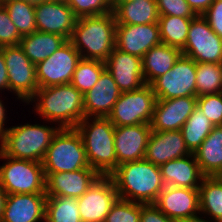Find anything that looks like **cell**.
Returning <instances> with one entry per match:
<instances>
[{
  "mask_svg": "<svg viewBox=\"0 0 222 222\" xmlns=\"http://www.w3.org/2000/svg\"><path fill=\"white\" fill-rule=\"evenodd\" d=\"M197 97L222 92V64L197 63Z\"/></svg>",
  "mask_w": 222,
  "mask_h": 222,
  "instance_id": "e575fe53",
  "label": "cell"
},
{
  "mask_svg": "<svg viewBox=\"0 0 222 222\" xmlns=\"http://www.w3.org/2000/svg\"><path fill=\"white\" fill-rule=\"evenodd\" d=\"M214 127V124L196 106L180 129L184 142L191 153L199 148Z\"/></svg>",
  "mask_w": 222,
  "mask_h": 222,
  "instance_id": "f1b7e54d",
  "label": "cell"
},
{
  "mask_svg": "<svg viewBox=\"0 0 222 222\" xmlns=\"http://www.w3.org/2000/svg\"><path fill=\"white\" fill-rule=\"evenodd\" d=\"M6 197H7L6 192L0 186V222H1V219H2V215H3V210H4V206H5Z\"/></svg>",
  "mask_w": 222,
  "mask_h": 222,
  "instance_id": "bcb514c9",
  "label": "cell"
},
{
  "mask_svg": "<svg viewBox=\"0 0 222 222\" xmlns=\"http://www.w3.org/2000/svg\"><path fill=\"white\" fill-rule=\"evenodd\" d=\"M160 16L171 15L182 18H195L194 13L186 0H156Z\"/></svg>",
  "mask_w": 222,
  "mask_h": 222,
  "instance_id": "ab89813d",
  "label": "cell"
},
{
  "mask_svg": "<svg viewBox=\"0 0 222 222\" xmlns=\"http://www.w3.org/2000/svg\"><path fill=\"white\" fill-rule=\"evenodd\" d=\"M109 176L119 199L126 201L154 204L165 187L159 166L145 158L118 165Z\"/></svg>",
  "mask_w": 222,
  "mask_h": 222,
  "instance_id": "6da1fadb",
  "label": "cell"
},
{
  "mask_svg": "<svg viewBox=\"0 0 222 222\" xmlns=\"http://www.w3.org/2000/svg\"><path fill=\"white\" fill-rule=\"evenodd\" d=\"M193 18H182L171 15L159 16L160 38L163 44L183 50Z\"/></svg>",
  "mask_w": 222,
  "mask_h": 222,
  "instance_id": "4dcf8cb0",
  "label": "cell"
},
{
  "mask_svg": "<svg viewBox=\"0 0 222 222\" xmlns=\"http://www.w3.org/2000/svg\"><path fill=\"white\" fill-rule=\"evenodd\" d=\"M46 196L81 197L100 176L91 167L71 172L44 173Z\"/></svg>",
  "mask_w": 222,
  "mask_h": 222,
  "instance_id": "ffe728a7",
  "label": "cell"
},
{
  "mask_svg": "<svg viewBox=\"0 0 222 222\" xmlns=\"http://www.w3.org/2000/svg\"><path fill=\"white\" fill-rule=\"evenodd\" d=\"M202 17L209 23L211 29L222 38V1L214 0Z\"/></svg>",
  "mask_w": 222,
  "mask_h": 222,
  "instance_id": "60d3db41",
  "label": "cell"
},
{
  "mask_svg": "<svg viewBox=\"0 0 222 222\" xmlns=\"http://www.w3.org/2000/svg\"><path fill=\"white\" fill-rule=\"evenodd\" d=\"M121 93L111 73L105 69L97 83L83 95L85 117H108Z\"/></svg>",
  "mask_w": 222,
  "mask_h": 222,
  "instance_id": "7402d4cb",
  "label": "cell"
},
{
  "mask_svg": "<svg viewBox=\"0 0 222 222\" xmlns=\"http://www.w3.org/2000/svg\"><path fill=\"white\" fill-rule=\"evenodd\" d=\"M5 112H7V111L3 105V102L0 99V143H1L2 136H3L4 132L6 131V128L4 127L5 120L7 118Z\"/></svg>",
  "mask_w": 222,
  "mask_h": 222,
  "instance_id": "f6af8a7d",
  "label": "cell"
},
{
  "mask_svg": "<svg viewBox=\"0 0 222 222\" xmlns=\"http://www.w3.org/2000/svg\"><path fill=\"white\" fill-rule=\"evenodd\" d=\"M105 64L121 92L137 90L145 85L142 58L115 47Z\"/></svg>",
  "mask_w": 222,
  "mask_h": 222,
  "instance_id": "d6986e66",
  "label": "cell"
},
{
  "mask_svg": "<svg viewBox=\"0 0 222 222\" xmlns=\"http://www.w3.org/2000/svg\"><path fill=\"white\" fill-rule=\"evenodd\" d=\"M113 1H138V0H113Z\"/></svg>",
  "mask_w": 222,
  "mask_h": 222,
  "instance_id": "816d5d0a",
  "label": "cell"
},
{
  "mask_svg": "<svg viewBox=\"0 0 222 222\" xmlns=\"http://www.w3.org/2000/svg\"><path fill=\"white\" fill-rule=\"evenodd\" d=\"M200 212L222 222V185L213 177H204L199 186Z\"/></svg>",
  "mask_w": 222,
  "mask_h": 222,
  "instance_id": "f546056e",
  "label": "cell"
},
{
  "mask_svg": "<svg viewBox=\"0 0 222 222\" xmlns=\"http://www.w3.org/2000/svg\"><path fill=\"white\" fill-rule=\"evenodd\" d=\"M140 222H175L160 211L155 204H142Z\"/></svg>",
  "mask_w": 222,
  "mask_h": 222,
  "instance_id": "b9f144b4",
  "label": "cell"
},
{
  "mask_svg": "<svg viewBox=\"0 0 222 222\" xmlns=\"http://www.w3.org/2000/svg\"><path fill=\"white\" fill-rule=\"evenodd\" d=\"M25 1L36 5V4H39V3H41L42 1H45V0H25Z\"/></svg>",
  "mask_w": 222,
  "mask_h": 222,
  "instance_id": "681fc988",
  "label": "cell"
},
{
  "mask_svg": "<svg viewBox=\"0 0 222 222\" xmlns=\"http://www.w3.org/2000/svg\"><path fill=\"white\" fill-rule=\"evenodd\" d=\"M37 31L58 34L69 40L77 17L66 2L42 1L35 5Z\"/></svg>",
  "mask_w": 222,
  "mask_h": 222,
  "instance_id": "e0dca14e",
  "label": "cell"
},
{
  "mask_svg": "<svg viewBox=\"0 0 222 222\" xmlns=\"http://www.w3.org/2000/svg\"><path fill=\"white\" fill-rule=\"evenodd\" d=\"M159 168L165 186L199 188L205 177L201 173L194 153L170 160Z\"/></svg>",
  "mask_w": 222,
  "mask_h": 222,
  "instance_id": "cb8c5ba5",
  "label": "cell"
},
{
  "mask_svg": "<svg viewBox=\"0 0 222 222\" xmlns=\"http://www.w3.org/2000/svg\"><path fill=\"white\" fill-rule=\"evenodd\" d=\"M75 128L82 138L90 167L100 176H109L118 167L114 124L108 117H84Z\"/></svg>",
  "mask_w": 222,
  "mask_h": 222,
  "instance_id": "277c9868",
  "label": "cell"
},
{
  "mask_svg": "<svg viewBox=\"0 0 222 222\" xmlns=\"http://www.w3.org/2000/svg\"><path fill=\"white\" fill-rule=\"evenodd\" d=\"M203 217H200L199 215H193L191 217H187L185 219H182V220H179L178 222H210L205 219H202ZM215 222H218V221H215Z\"/></svg>",
  "mask_w": 222,
  "mask_h": 222,
  "instance_id": "7dc6e473",
  "label": "cell"
},
{
  "mask_svg": "<svg viewBox=\"0 0 222 222\" xmlns=\"http://www.w3.org/2000/svg\"><path fill=\"white\" fill-rule=\"evenodd\" d=\"M192 154L178 131H152L146 147L145 159L157 166Z\"/></svg>",
  "mask_w": 222,
  "mask_h": 222,
  "instance_id": "44dd1931",
  "label": "cell"
},
{
  "mask_svg": "<svg viewBox=\"0 0 222 222\" xmlns=\"http://www.w3.org/2000/svg\"><path fill=\"white\" fill-rule=\"evenodd\" d=\"M22 35L14 25L5 7L0 3V48L19 45Z\"/></svg>",
  "mask_w": 222,
  "mask_h": 222,
  "instance_id": "f35d334b",
  "label": "cell"
},
{
  "mask_svg": "<svg viewBox=\"0 0 222 222\" xmlns=\"http://www.w3.org/2000/svg\"><path fill=\"white\" fill-rule=\"evenodd\" d=\"M9 91L8 70L6 68L3 52L0 50V90Z\"/></svg>",
  "mask_w": 222,
  "mask_h": 222,
  "instance_id": "ee69618b",
  "label": "cell"
},
{
  "mask_svg": "<svg viewBox=\"0 0 222 222\" xmlns=\"http://www.w3.org/2000/svg\"><path fill=\"white\" fill-rule=\"evenodd\" d=\"M197 107L214 126H222V92L197 97Z\"/></svg>",
  "mask_w": 222,
  "mask_h": 222,
  "instance_id": "74e56055",
  "label": "cell"
},
{
  "mask_svg": "<svg viewBox=\"0 0 222 222\" xmlns=\"http://www.w3.org/2000/svg\"><path fill=\"white\" fill-rule=\"evenodd\" d=\"M32 101L35 112L59 128H75L85 117L83 94L71 83L39 88Z\"/></svg>",
  "mask_w": 222,
  "mask_h": 222,
  "instance_id": "7a4b0ae2",
  "label": "cell"
},
{
  "mask_svg": "<svg viewBox=\"0 0 222 222\" xmlns=\"http://www.w3.org/2000/svg\"><path fill=\"white\" fill-rule=\"evenodd\" d=\"M154 204L168 218L178 222L200 214L199 189L165 186Z\"/></svg>",
  "mask_w": 222,
  "mask_h": 222,
  "instance_id": "2e32d148",
  "label": "cell"
},
{
  "mask_svg": "<svg viewBox=\"0 0 222 222\" xmlns=\"http://www.w3.org/2000/svg\"><path fill=\"white\" fill-rule=\"evenodd\" d=\"M105 69L106 64L103 61L81 59L70 83L84 95L97 83Z\"/></svg>",
  "mask_w": 222,
  "mask_h": 222,
  "instance_id": "836d02e7",
  "label": "cell"
},
{
  "mask_svg": "<svg viewBox=\"0 0 222 222\" xmlns=\"http://www.w3.org/2000/svg\"><path fill=\"white\" fill-rule=\"evenodd\" d=\"M222 185V170L219 171L215 176H214Z\"/></svg>",
  "mask_w": 222,
  "mask_h": 222,
  "instance_id": "c3c4849f",
  "label": "cell"
},
{
  "mask_svg": "<svg viewBox=\"0 0 222 222\" xmlns=\"http://www.w3.org/2000/svg\"><path fill=\"white\" fill-rule=\"evenodd\" d=\"M45 1H58V2H66L67 0H45Z\"/></svg>",
  "mask_w": 222,
  "mask_h": 222,
  "instance_id": "f907efd6",
  "label": "cell"
},
{
  "mask_svg": "<svg viewBox=\"0 0 222 222\" xmlns=\"http://www.w3.org/2000/svg\"><path fill=\"white\" fill-rule=\"evenodd\" d=\"M156 100L149 84L137 90L122 92L108 119L114 126L150 124Z\"/></svg>",
  "mask_w": 222,
  "mask_h": 222,
  "instance_id": "ba28073f",
  "label": "cell"
},
{
  "mask_svg": "<svg viewBox=\"0 0 222 222\" xmlns=\"http://www.w3.org/2000/svg\"><path fill=\"white\" fill-rule=\"evenodd\" d=\"M81 59L80 53L67 40L55 53L36 65L39 88L70 83Z\"/></svg>",
  "mask_w": 222,
  "mask_h": 222,
  "instance_id": "7c38bea8",
  "label": "cell"
},
{
  "mask_svg": "<svg viewBox=\"0 0 222 222\" xmlns=\"http://www.w3.org/2000/svg\"><path fill=\"white\" fill-rule=\"evenodd\" d=\"M182 55L196 63L222 64V38L211 29L202 15L191 20Z\"/></svg>",
  "mask_w": 222,
  "mask_h": 222,
  "instance_id": "8fae6325",
  "label": "cell"
},
{
  "mask_svg": "<svg viewBox=\"0 0 222 222\" xmlns=\"http://www.w3.org/2000/svg\"><path fill=\"white\" fill-rule=\"evenodd\" d=\"M151 132L150 124L115 126L114 148L118 165L144 159Z\"/></svg>",
  "mask_w": 222,
  "mask_h": 222,
  "instance_id": "ac0fdd59",
  "label": "cell"
},
{
  "mask_svg": "<svg viewBox=\"0 0 222 222\" xmlns=\"http://www.w3.org/2000/svg\"><path fill=\"white\" fill-rule=\"evenodd\" d=\"M161 43L158 23L116 25L115 47L123 52L143 58L151 48Z\"/></svg>",
  "mask_w": 222,
  "mask_h": 222,
  "instance_id": "5bb4252c",
  "label": "cell"
},
{
  "mask_svg": "<svg viewBox=\"0 0 222 222\" xmlns=\"http://www.w3.org/2000/svg\"><path fill=\"white\" fill-rule=\"evenodd\" d=\"M59 130L56 126L25 124L6 128L0 151L16 159L42 162L53 136Z\"/></svg>",
  "mask_w": 222,
  "mask_h": 222,
  "instance_id": "5b68a950",
  "label": "cell"
},
{
  "mask_svg": "<svg viewBox=\"0 0 222 222\" xmlns=\"http://www.w3.org/2000/svg\"><path fill=\"white\" fill-rule=\"evenodd\" d=\"M119 199L110 176H99L88 190L77 198L82 222H105L112 206Z\"/></svg>",
  "mask_w": 222,
  "mask_h": 222,
  "instance_id": "4fadbf2b",
  "label": "cell"
},
{
  "mask_svg": "<svg viewBox=\"0 0 222 222\" xmlns=\"http://www.w3.org/2000/svg\"><path fill=\"white\" fill-rule=\"evenodd\" d=\"M8 70L9 91L17 99L28 103L39 89L36 79V65L25 55L19 45L1 47Z\"/></svg>",
  "mask_w": 222,
  "mask_h": 222,
  "instance_id": "30bf717a",
  "label": "cell"
},
{
  "mask_svg": "<svg viewBox=\"0 0 222 222\" xmlns=\"http://www.w3.org/2000/svg\"><path fill=\"white\" fill-rule=\"evenodd\" d=\"M46 193L9 194L1 222H45Z\"/></svg>",
  "mask_w": 222,
  "mask_h": 222,
  "instance_id": "603a6c76",
  "label": "cell"
},
{
  "mask_svg": "<svg viewBox=\"0 0 222 222\" xmlns=\"http://www.w3.org/2000/svg\"><path fill=\"white\" fill-rule=\"evenodd\" d=\"M117 24L143 25L158 23L156 0L113 1Z\"/></svg>",
  "mask_w": 222,
  "mask_h": 222,
  "instance_id": "d4e9b609",
  "label": "cell"
},
{
  "mask_svg": "<svg viewBox=\"0 0 222 222\" xmlns=\"http://www.w3.org/2000/svg\"><path fill=\"white\" fill-rule=\"evenodd\" d=\"M0 159L7 160L0 166V186L7 195L46 193L42 162L12 158L1 151Z\"/></svg>",
  "mask_w": 222,
  "mask_h": 222,
  "instance_id": "52a82bcc",
  "label": "cell"
},
{
  "mask_svg": "<svg viewBox=\"0 0 222 222\" xmlns=\"http://www.w3.org/2000/svg\"><path fill=\"white\" fill-rule=\"evenodd\" d=\"M197 106V96L157 99L152 121V131H178Z\"/></svg>",
  "mask_w": 222,
  "mask_h": 222,
  "instance_id": "9a60e30c",
  "label": "cell"
},
{
  "mask_svg": "<svg viewBox=\"0 0 222 222\" xmlns=\"http://www.w3.org/2000/svg\"><path fill=\"white\" fill-rule=\"evenodd\" d=\"M66 41L61 35L36 31L22 36L19 46L29 60L37 65L55 53Z\"/></svg>",
  "mask_w": 222,
  "mask_h": 222,
  "instance_id": "83f0119b",
  "label": "cell"
},
{
  "mask_svg": "<svg viewBox=\"0 0 222 222\" xmlns=\"http://www.w3.org/2000/svg\"><path fill=\"white\" fill-rule=\"evenodd\" d=\"M194 155L205 177H213L222 170V126L212 129Z\"/></svg>",
  "mask_w": 222,
  "mask_h": 222,
  "instance_id": "4316f807",
  "label": "cell"
},
{
  "mask_svg": "<svg viewBox=\"0 0 222 222\" xmlns=\"http://www.w3.org/2000/svg\"><path fill=\"white\" fill-rule=\"evenodd\" d=\"M141 203L118 199L105 222H140Z\"/></svg>",
  "mask_w": 222,
  "mask_h": 222,
  "instance_id": "8d00e7d4",
  "label": "cell"
},
{
  "mask_svg": "<svg viewBox=\"0 0 222 222\" xmlns=\"http://www.w3.org/2000/svg\"><path fill=\"white\" fill-rule=\"evenodd\" d=\"M42 167L44 173L71 172L90 167L76 128H59L46 150Z\"/></svg>",
  "mask_w": 222,
  "mask_h": 222,
  "instance_id": "8992f818",
  "label": "cell"
},
{
  "mask_svg": "<svg viewBox=\"0 0 222 222\" xmlns=\"http://www.w3.org/2000/svg\"><path fill=\"white\" fill-rule=\"evenodd\" d=\"M197 16L202 15L214 0H186Z\"/></svg>",
  "mask_w": 222,
  "mask_h": 222,
  "instance_id": "7bdbcfd3",
  "label": "cell"
},
{
  "mask_svg": "<svg viewBox=\"0 0 222 222\" xmlns=\"http://www.w3.org/2000/svg\"><path fill=\"white\" fill-rule=\"evenodd\" d=\"M196 68L197 63L193 59L181 55L171 70L150 84L156 98L197 96Z\"/></svg>",
  "mask_w": 222,
  "mask_h": 222,
  "instance_id": "9c48e42d",
  "label": "cell"
},
{
  "mask_svg": "<svg viewBox=\"0 0 222 222\" xmlns=\"http://www.w3.org/2000/svg\"><path fill=\"white\" fill-rule=\"evenodd\" d=\"M181 55V50L163 43L151 48L142 58L145 84L150 85L156 78L171 70Z\"/></svg>",
  "mask_w": 222,
  "mask_h": 222,
  "instance_id": "484cf974",
  "label": "cell"
},
{
  "mask_svg": "<svg viewBox=\"0 0 222 222\" xmlns=\"http://www.w3.org/2000/svg\"><path fill=\"white\" fill-rule=\"evenodd\" d=\"M45 222H82L77 198L47 196Z\"/></svg>",
  "mask_w": 222,
  "mask_h": 222,
  "instance_id": "1f68e13d",
  "label": "cell"
},
{
  "mask_svg": "<svg viewBox=\"0 0 222 222\" xmlns=\"http://www.w3.org/2000/svg\"><path fill=\"white\" fill-rule=\"evenodd\" d=\"M116 25L113 12L77 18L69 41L82 59L105 62L115 48Z\"/></svg>",
  "mask_w": 222,
  "mask_h": 222,
  "instance_id": "3957f363",
  "label": "cell"
},
{
  "mask_svg": "<svg viewBox=\"0 0 222 222\" xmlns=\"http://www.w3.org/2000/svg\"><path fill=\"white\" fill-rule=\"evenodd\" d=\"M1 4L22 36L37 31L34 4L25 0H4Z\"/></svg>",
  "mask_w": 222,
  "mask_h": 222,
  "instance_id": "d6a6232c",
  "label": "cell"
},
{
  "mask_svg": "<svg viewBox=\"0 0 222 222\" xmlns=\"http://www.w3.org/2000/svg\"><path fill=\"white\" fill-rule=\"evenodd\" d=\"M66 3L77 18L113 12V0H67Z\"/></svg>",
  "mask_w": 222,
  "mask_h": 222,
  "instance_id": "d590c367",
  "label": "cell"
}]
</instances>
